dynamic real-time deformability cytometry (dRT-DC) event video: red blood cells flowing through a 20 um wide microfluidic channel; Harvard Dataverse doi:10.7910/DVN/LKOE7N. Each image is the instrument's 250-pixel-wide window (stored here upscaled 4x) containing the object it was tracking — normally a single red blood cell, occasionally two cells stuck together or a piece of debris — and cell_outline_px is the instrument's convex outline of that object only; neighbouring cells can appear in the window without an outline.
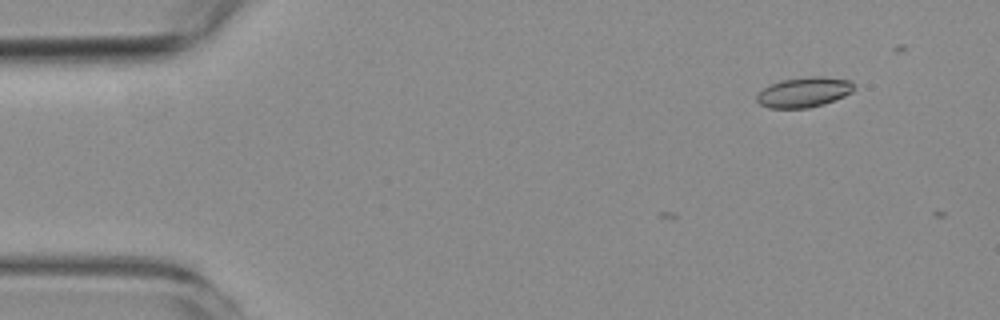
{"species": "common noctule bat (a hibernating species)", "species_latin": "Nyctalus noctula", "temperature_condition": "room temperature", "stored_images_in_passage": 3, "camera_frame_rate_fps": 3000, "um_per_image_px": 0.085, "animal": {"sex": "female", "body_mass_g": 19.3, "forearm_length_mm": 54.1}, "frame": {"image": 1, "passage_image": 1, "time_ms": 0.0, "image_size_px": [1000, 320], "cell_outline_px": [[856, 88], [852, 92], [844, 96], [824, 104], [808, 108], [768, 108], [760, 104], [756, 100], [756, 96], [764, 88], [780, 80], [812, 76], [824, 76], [852, 80], [856, 84]], "centroid_in_image_um": [68.39, 7.83], "position_along_channel_um": 16.6, "area_um2": 17.22}}